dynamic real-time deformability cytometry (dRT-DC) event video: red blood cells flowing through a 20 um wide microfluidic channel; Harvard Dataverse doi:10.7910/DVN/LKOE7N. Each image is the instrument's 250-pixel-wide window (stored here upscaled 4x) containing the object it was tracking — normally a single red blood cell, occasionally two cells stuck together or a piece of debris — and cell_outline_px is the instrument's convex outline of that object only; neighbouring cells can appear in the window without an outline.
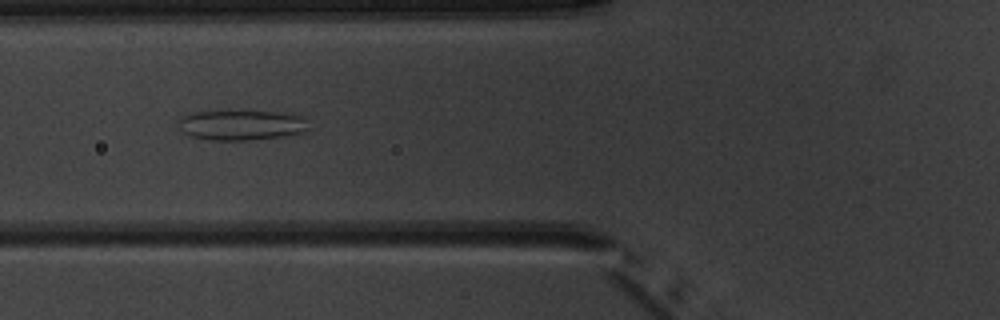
{"species": "common noctule bat (a hibernating species)", "species_latin": "Nyctalus noctula", "temperature_condition": "warm", "stored_images_in_passage": 6, "camera_frame_rate_fps": 3000, "um_per_image_px": 0.085, "animal": {"sex": "male", "body_mass_g": 20.1, "forearm_length_mm": 53.5}, "frame": {"image": 1, "passage_image": 5, "time_ms": 4.667, "image_size_px": [1000, 320], "cell_outline_px": [[308, 132], [292, 136], [248, 140], [212, 140], [192, 136], [184, 132], [180, 128], [176, 120], [192, 112], [240, 108], [276, 112], [300, 116], [304, 120]], "centroid_in_image_um": [20.51, 10.59], "position_along_channel_um": 105.3, "area_um2": 23.81}}